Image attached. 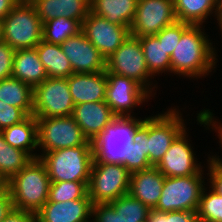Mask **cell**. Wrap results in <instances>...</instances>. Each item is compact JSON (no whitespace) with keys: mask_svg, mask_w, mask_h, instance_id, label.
Masks as SVG:
<instances>
[{"mask_svg":"<svg viewBox=\"0 0 222 222\" xmlns=\"http://www.w3.org/2000/svg\"><path fill=\"white\" fill-rule=\"evenodd\" d=\"M94 217V219H93ZM91 222H125L120 213L109 204H94L92 206Z\"/></svg>","mask_w":222,"mask_h":222,"instance_id":"d590c367","label":"cell"},{"mask_svg":"<svg viewBox=\"0 0 222 222\" xmlns=\"http://www.w3.org/2000/svg\"><path fill=\"white\" fill-rule=\"evenodd\" d=\"M92 200L88 193L81 199L66 202L47 201L36 213L38 222H90Z\"/></svg>","mask_w":222,"mask_h":222,"instance_id":"e0dca14e","label":"cell"},{"mask_svg":"<svg viewBox=\"0 0 222 222\" xmlns=\"http://www.w3.org/2000/svg\"><path fill=\"white\" fill-rule=\"evenodd\" d=\"M145 57L148 71L155 76L163 72L171 73V58L166 53L163 43L153 36H142L138 38Z\"/></svg>","mask_w":222,"mask_h":222,"instance_id":"83f0119b","label":"cell"},{"mask_svg":"<svg viewBox=\"0 0 222 222\" xmlns=\"http://www.w3.org/2000/svg\"><path fill=\"white\" fill-rule=\"evenodd\" d=\"M51 180L45 164L35 158L7 181L13 207L37 213L48 201Z\"/></svg>","mask_w":222,"mask_h":222,"instance_id":"3957f363","label":"cell"},{"mask_svg":"<svg viewBox=\"0 0 222 222\" xmlns=\"http://www.w3.org/2000/svg\"><path fill=\"white\" fill-rule=\"evenodd\" d=\"M33 158L25 151L10 146L0 132V175L8 181Z\"/></svg>","mask_w":222,"mask_h":222,"instance_id":"f1b7e54d","label":"cell"},{"mask_svg":"<svg viewBox=\"0 0 222 222\" xmlns=\"http://www.w3.org/2000/svg\"><path fill=\"white\" fill-rule=\"evenodd\" d=\"M105 72L107 78L105 101L115 117H132L133 108L141 106L152 96L135 80L107 70Z\"/></svg>","mask_w":222,"mask_h":222,"instance_id":"7c38bea8","label":"cell"},{"mask_svg":"<svg viewBox=\"0 0 222 222\" xmlns=\"http://www.w3.org/2000/svg\"><path fill=\"white\" fill-rule=\"evenodd\" d=\"M106 70L138 82L150 95L152 88L141 43L137 37L129 36L124 43L106 59ZM150 85V86H149Z\"/></svg>","mask_w":222,"mask_h":222,"instance_id":"8fae6325","label":"cell"},{"mask_svg":"<svg viewBox=\"0 0 222 222\" xmlns=\"http://www.w3.org/2000/svg\"><path fill=\"white\" fill-rule=\"evenodd\" d=\"M203 177L202 175L165 177L159 202L153 210L197 212L206 183Z\"/></svg>","mask_w":222,"mask_h":222,"instance_id":"9c48e42d","label":"cell"},{"mask_svg":"<svg viewBox=\"0 0 222 222\" xmlns=\"http://www.w3.org/2000/svg\"><path fill=\"white\" fill-rule=\"evenodd\" d=\"M135 117H115L92 142L94 158L112 164H122L132 153L133 134L143 123Z\"/></svg>","mask_w":222,"mask_h":222,"instance_id":"8992f818","label":"cell"},{"mask_svg":"<svg viewBox=\"0 0 222 222\" xmlns=\"http://www.w3.org/2000/svg\"><path fill=\"white\" fill-rule=\"evenodd\" d=\"M177 21L202 25L208 16L215 13L216 0H173Z\"/></svg>","mask_w":222,"mask_h":222,"instance_id":"4316f807","label":"cell"},{"mask_svg":"<svg viewBox=\"0 0 222 222\" xmlns=\"http://www.w3.org/2000/svg\"><path fill=\"white\" fill-rule=\"evenodd\" d=\"M215 15L219 25H222V0H216Z\"/></svg>","mask_w":222,"mask_h":222,"instance_id":"f6af8a7d","label":"cell"},{"mask_svg":"<svg viewBox=\"0 0 222 222\" xmlns=\"http://www.w3.org/2000/svg\"><path fill=\"white\" fill-rule=\"evenodd\" d=\"M88 183L76 181L51 182L48 201L66 202L81 199L88 193Z\"/></svg>","mask_w":222,"mask_h":222,"instance_id":"d6a6232c","label":"cell"},{"mask_svg":"<svg viewBox=\"0 0 222 222\" xmlns=\"http://www.w3.org/2000/svg\"><path fill=\"white\" fill-rule=\"evenodd\" d=\"M36 50L48 78H68L73 74L72 65L62 51L60 44H53L42 40L36 46Z\"/></svg>","mask_w":222,"mask_h":222,"instance_id":"d4e9b609","label":"cell"},{"mask_svg":"<svg viewBox=\"0 0 222 222\" xmlns=\"http://www.w3.org/2000/svg\"><path fill=\"white\" fill-rule=\"evenodd\" d=\"M219 27H220L219 29H221V33H222V25H219ZM221 36H222V35H221Z\"/></svg>","mask_w":222,"mask_h":222,"instance_id":"7dc6e473","label":"cell"},{"mask_svg":"<svg viewBox=\"0 0 222 222\" xmlns=\"http://www.w3.org/2000/svg\"><path fill=\"white\" fill-rule=\"evenodd\" d=\"M81 31L105 59L110 57L131 35L129 27L110 23L91 11L82 22Z\"/></svg>","mask_w":222,"mask_h":222,"instance_id":"5bb4252c","label":"cell"},{"mask_svg":"<svg viewBox=\"0 0 222 222\" xmlns=\"http://www.w3.org/2000/svg\"><path fill=\"white\" fill-rule=\"evenodd\" d=\"M197 122L200 123L201 125H203L204 127L207 125L206 128L209 129L210 125H212V127L214 128V130L216 129V131L218 132L219 136L218 138L219 143H221L220 145H222V124L218 125L216 123H218L217 121L214 120L213 114L211 111H209V109L207 110H201L198 114H197ZM209 126V127H208ZM222 147V146H221ZM219 166L222 167V159L219 158V156L215 155L211 157Z\"/></svg>","mask_w":222,"mask_h":222,"instance_id":"74e56055","label":"cell"},{"mask_svg":"<svg viewBox=\"0 0 222 222\" xmlns=\"http://www.w3.org/2000/svg\"><path fill=\"white\" fill-rule=\"evenodd\" d=\"M138 0H90V11L110 23L131 27Z\"/></svg>","mask_w":222,"mask_h":222,"instance_id":"603a6c76","label":"cell"},{"mask_svg":"<svg viewBox=\"0 0 222 222\" xmlns=\"http://www.w3.org/2000/svg\"><path fill=\"white\" fill-rule=\"evenodd\" d=\"M67 81L75 105L105 101L107 85L105 71L73 73L67 78Z\"/></svg>","mask_w":222,"mask_h":222,"instance_id":"d6986e66","label":"cell"},{"mask_svg":"<svg viewBox=\"0 0 222 222\" xmlns=\"http://www.w3.org/2000/svg\"><path fill=\"white\" fill-rule=\"evenodd\" d=\"M0 100L23 109L28 115L33 114V88L17 78L0 80Z\"/></svg>","mask_w":222,"mask_h":222,"instance_id":"484cf974","label":"cell"},{"mask_svg":"<svg viewBox=\"0 0 222 222\" xmlns=\"http://www.w3.org/2000/svg\"><path fill=\"white\" fill-rule=\"evenodd\" d=\"M206 189L202 191L197 210L198 222H222V195L212 188L209 192Z\"/></svg>","mask_w":222,"mask_h":222,"instance_id":"1f68e13d","label":"cell"},{"mask_svg":"<svg viewBox=\"0 0 222 222\" xmlns=\"http://www.w3.org/2000/svg\"><path fill=\"white\" fill-rule=\"evenodd\" d=\"M72 116L84 135L91 142L115 118L106 101L77 104L74 106Z\"/></svg>","mask_w":222,"mask_h":222,"instance_id":"ac0fdd59","label":"cell"},{"mask_svg":"<svg viewBox=\"0 0 222 222\" xmlns=\"http://www.w3.org/2000/svg\"><path fill=\"white\" fill-rule=\"evenodd\" d=\"M12 77L30 85L32 88L48 78L36 47L15 50Z\"/></svg>","mask_w":222,"mask_h":222,"instance_id":"7402d4cb","label":"cell"},{"mask_svg":"<svg viewBox=\"0 0 222 222\" xmlns=\"http://www.w3.org/2000/svg\"><path fill=\"white\" fill-rule=\"evenodd\" d=\"M15 50L0 39V80L12 77Z\"/></svg>","mask_w":222,"mask_h":222,"instance_id":"8d00e7d4","label":"cell"},{"mask_svg":"<svg viewBox=\"0 0 222 222\" xmlns=\"http://www.w3.org/2000/svg\"><path fill=\"white\" fill-rule=\"evenodd\" d=\"M175 21L173 0H138L130 33L137 38L153 36Z\"/></svg>","mask_w":222,"mask_h":222,"instance_id":"4fadbf2b","label":"cell"},{"mask_svg":"<svg viewBox=\"0 0 222 222\" xmlns=\"http://www.w3.org/2000/svg\"><path fill=\"white\" fill-rule=\"evenodd\" d=\"M147 222H170V212L151 210Z\"/></svg>","mask_w":222,"mask_h":222,"instance_id":"ee69618b","label":"cell"},{"mask_svg":"<svg viewBox=\"0 0 222 222\" xmlns=\"http://www.w3.org/2000/svg\"><path fill=\"white\" fill-rule=\"evenodd\" d=\"M191 24L181 21H175L173 24L166 26L155 36L163 43L166 53L171 56L176 45L179 43L182 33Z\"/></svg>","mask_w":222,"mask_h":222,"instance_id":"836d02e7","label":"cell"},{"mask_svg":"<svg viewBox=\"0 0 222 222\" xmlns=\"http://www.w3.org/2000/svg\"><path fill=\"white\" fill-rule=\"evenodd\" d=\"M39 159L45 164L51 182H89L94 159L93 145L53 150Z\"/></svg>","mask_w":222,"mask_h":222,"instance_id":"5b68a950","label":"cell"},{"mask_svg":"<svg viewBox=\"0 0 222 222\" xmlns=\"http://www.w3.org/2000/svg\"><path fill=\"white\" fill-rule=\"evenodd\" d=\"M170 222H198L197 212L172 211L170 212Z\"/></svg>","mask_w":222,"mask_h":222,"instance_id":"b9f144b4","label":"cell"},{"mask_svg":"<svg viewBox=\"0 0 222 222\" xmlns=\"http://www.w3.org/2000/svg\"><path fill=\"white\" fill-rule=\"evenodd\" d=\"M28 116L23 109L8 105L0 100V131L24 121Z\"/></svg>","mask_w":222,"mask_h":222,"instance_id":"e575fe53","label":"cell"},{"mask_svg":"<svg viewBox=\"0 0 222 222\" xmlns=\"http://www.w3.org/2000/svg\"><path fill=\"white\" fill-rule=\"evenodd\" d=\"M37 119L38 147L44 153L53 150L92 144L72 115Z\"/></svg>","mask_w":222,"mask_h":222,"instance_id":"ba28073f","label":"cell"},{"mask_svg":"<svg viewBox=\"0 0 222 222\" xmlns=\"http://www.w3.org/2000/svg\"><path fill=\"white\" fill-rule=\"evenodd\" d=\"M21 0H0V21L9 14V12L20 2Z\"/></svg>","mask_w":222,"mask_h":222,"instance_id":"7bdbcfd3","label":"cell"},{"mask_svg":"<svg viewBox=\"0 0 222 222\" xmlns=\"http://www.w3.org/2000/svg\"><path fill=\"white\" fill-rule=\"evenodd\" d=\"M42 23L58 17L75 19L81 24L90 11V0H29Z\"/></svg>","mask_w":222,"mask_h":222,"instance_id":"44dd1931","label":"cell"},{"mask_svg":"<svg viewBox=\"0 0 222 222\" xmlns=\"http://www.w3.org/2000/svg\"><path fill=\"white\" fill-rule=\"evenodd\" d=\"M0 132L10 146L27 152L33 159L38 158V154L33 153L38 147L37 119L33 115Z\"/></svg>","mask_w":222,"mask_h":222,"instance_id":"cb8c5ba5","label":"cell"},{"mask_svg":"<svg viewBox=\"0 0 222 222\" xmlns=\"http://www.w3.org/2000/svg\"><path fill=\"white\" fill-rule=\"evenodd\" d=\"M43 23L29 0H21L0 21V39L14 50L35 48L42 41Z\"/></svg>","mask_w":222,"mask_h":222,"instance_id":"277c9868","label":"cell"},{"mask_svg":"<svg viewBox=\"0 0 222 222\" xmlns=\"http://www.w3.org/2000/svg\"><path fill=\"white\" fill-rule=\"evenodd\" d=\"M7 188V181L0 175V194Z\"/></svg>","mask_w":222,"mask_h":222,"instance_id":"bcb514c9","label":"cell"},{"mask_svg":"<svg viewBox=\"0 0 222 222\" xmlns=\"http://www.w3.org/2000/svg\"><path fill=\"white\" fill-rule=\"evenodd\" d=\"M186 134L185 129L171 144L161 161L155 166L165 177L204 174L202 166L196 161V154L193 152L191 144L188 143L189 139Z\"/></svg>","mask_w":222,"mask_h":222,"instance_id":"9a60e30c","label":"cell"},{"mask_svg":"<svg viewBox=\"0 0 222 222\" xmlns=\"http://www.w3.org/2000/svg\"><path fill=\"white\" fill-rule=\"evenodd\" d=\"M174 109L144 118L133 134V148L122 165L130 172L155 167L175 139L186 129L182 114ZM181 115V116H180Z\"/></svg>","mask_w":222,"mask_h":222,"instance_id":"6da1fadb","label":"cell"},{"mask_svg":"<svg viewBox=\"0 0 222 222\" xmlns=\"http://www.w3.org/2000/svg\"><path fill=\"white\" fill-rule=\"evenodd\" d=\"M201 26L190 25L182 33L170 56L171 73L197 79L208 75L216 68L215 48Z\"/></svg>","mask_w":222,"mask_h":222,"instance_id":"7a4b0ae2","label":"cell"},{"mask_svg":"<svg viewBox=\"0 0 222 222\" xmlns=\"http://www.w3.org/2000/svg\"><path fill=\"white\" fill-rule=\"evenodd\" d=\"M125 222H147L152 209L129 193L109 203Z\"/></svg>","mask_w":222,"mask_h":222,"instance_id":"4dcf8cb0","label":"cell"},{"mask_svg":"<svg viewBox=\"0 0 222 222\" xmlns=\"http://www.w3.org/2000/svg\"><path fill=\"white\" fill-rule=\"evenodd\" d=\"M130 172L122 164L93 159L88 196L94 204H107L129 191Z\"/></svg>","mask_w":222,"mask_h":222,"instance_id":"52a82bcc","label":"cell"},{"mask_svg":"<svg viewBox=\"0 0 222 222\" xmlns=\"http://www.w3.org/2000/svg\"><path fill=\"white\" fill-rule=\"evenodd\" d=\"M74 106L67 78H47L33 88L35 118L70 116Z\"/></svg>","mask_w":222,"mask_h":222,"instance_id":"30bf717a","label":"cell"},{"mask_svg":"<svg viewBox=\"0 0 222 222\" xmlns=\"http://www.w3.org/2000/svg\"><path fill=\"white\" fill-rule=\"evenodd\" d=\"M2 222H38V220L35 213L13 208Z\"/></svg>","mask_w":222,"mask_h":222,"instance_id":"ab89813d","label":"cell"},{"mask_svg":"<svg viewBox=\"0 0 222 222\" xmlns=\"http://www.w3.org/2000/svg\"><path fill=\"white\" fill-rule=\"evenodd\" d=\"M165 176L156 168L136 171L130 174L128 193L154 209L160 199Z\"/></svg>","mask_w":222,"mask_h":222,"instance_id":"ffe728a7","label":"cell"},{"mask_svg":"<svg viewBox=\"0 0 222 222\" xmlns=\"http://www.w3.org/2000/svg\"><path fill=\"white\" fill-rule=\"evenodd\" d=\"M69 59L73 73H95L106 71V59L80 31L60 44Z\"/></svg>","mask_w":222,"mask_h":222,"instance_id":"2e32d148","label":"cell"},{"mask_svg":"<svg viewBox=\"0 0 222 222\" xmlns=\"http://www.w3.org/2000/svg\"><path fill=\"white\" fill-rule=\"evenodd\" d=\"M82 29V24L75 20L65 17H58L43 23L42 40L61 44L66 39L78 34Z\"/></svg>","mask_w":222,"mask_h":222,"instance_id":"f546056e","label":"cell"},{"mask_svg":"<svg viewBox=\"0 0 222 222\" xmlns=\"http://www.w3.org/2000/svg\"><path fill=\"white\" fill-rule=\"evenodd\" d=\"M13 201L8 188L0 194V222L13 210Z\"/></svg>","mask_w":222,"mask_h":222,"instance_id":"60d3db41","label":"cell"},{"mask_svg":"<svg viewBox=\"0 0 222 222\" xmlns=\"http://www.w3.org/2000/svg\"><path fill=\"white\" fill-rule=\"evenodd\" d=\"M208 172L207 175H209L210 184L209 189L212 188L214 191H216L219 195H222V167L219 166L212 158L211 156L208 157Z\"/></svg>","mask_w":222,"mask_h":222,"instance_id":"f35d334b","label":"cell"}]
</instances>
